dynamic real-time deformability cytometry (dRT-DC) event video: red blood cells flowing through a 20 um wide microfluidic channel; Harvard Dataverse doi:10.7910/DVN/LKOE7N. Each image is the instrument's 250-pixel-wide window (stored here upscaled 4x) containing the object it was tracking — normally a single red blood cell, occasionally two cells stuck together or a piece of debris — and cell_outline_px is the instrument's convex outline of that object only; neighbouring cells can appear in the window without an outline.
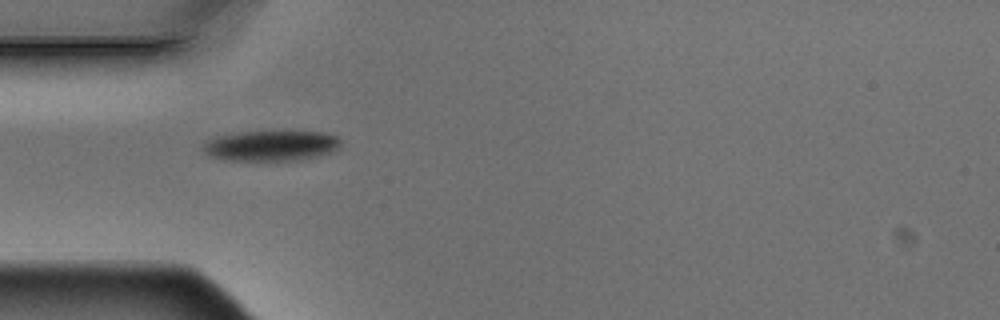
{"species": "Egyptian fruit bat (a non-hibernating species)", "species_latin": "Rousettus aegyptiacus", "temperature_condition": "warm", "stored_images_in_passage": 5, "camera_frame_rate_fps": 3000, "um_per_image_px": 0.085, "animal": {"sex": "male"}, "frame": {"image": 1, "passage_image": 4, "time_ms": 1.0, "image_size_px": [1000, 320], "cell_outline_px": [[340, 148], [332, 152], [320, 156], [296, 160], [224, 160], [208, 156], [200, 148], [208, 140], [220, 136], [240, 132], [320, 132], [336, 136], [340, 140]], "centroid_in_image_um": [23.03, 12.4], "position_along_channel_um": 62.0, "area_um2": 24.28}}
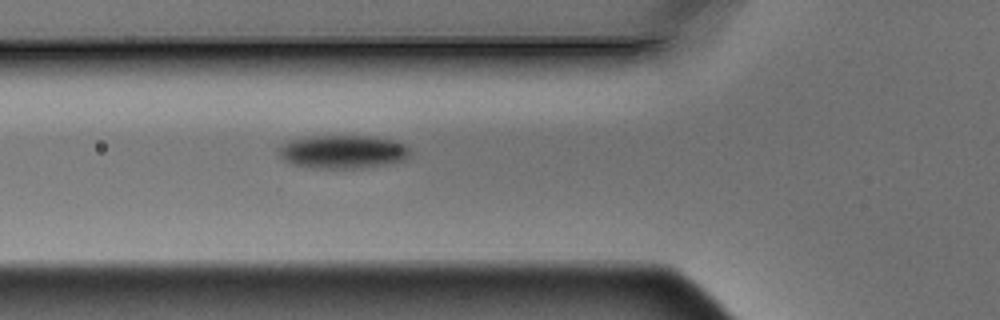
{"frame": {"image": 2, "passage_image": 5, "time_ms": 1.333, "image_size_px": [1000, 320], "cell_outline_px": [[412, 152], [404, 160], [388, 164], [364, 168], [312, 168], [292, 164], [280, 160], [280, 148], [284, 144], [292, 140], [308, 136], [368, 136], [396, 140], [404, 144]], "centroid_in_image_um": [29.17, 12.91], "position_along_channel_um": 96.6, "area_um2": 25.66}}